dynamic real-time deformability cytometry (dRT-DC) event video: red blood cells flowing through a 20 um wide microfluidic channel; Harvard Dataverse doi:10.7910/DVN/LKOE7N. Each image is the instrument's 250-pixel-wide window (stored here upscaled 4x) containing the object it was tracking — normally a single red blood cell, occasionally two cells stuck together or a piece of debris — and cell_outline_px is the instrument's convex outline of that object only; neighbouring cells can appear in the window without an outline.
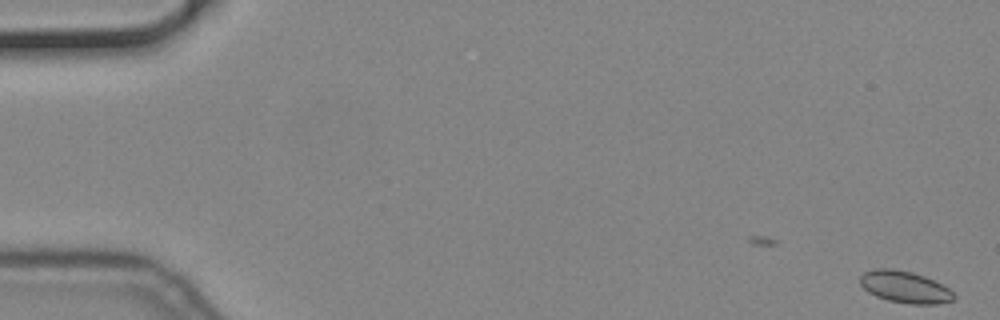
{"species": "common noctule bat (a hibernating species)", "species_latin": "Nyctalus noctula", "temperature_condition": "cold", "stored_images_in_passage": 54, "camera_frame_rate_fps": 3000, "um_per_image_px": 0.085, "animal": {"sex": "male", "body_mass_g": 19.2, "forearm_length_mm": 51.8}, "frame": {"image": 1, "passage_image": 1, "time_ms": 0.0, "image_size_px": [1000, 320], "cell_outline_px": [[956, 296], [952, 300], [936, 304], [912, 304], [888, 300], [876, 296], [868, 292], [860, 284], [860, 276], [864, 272], [876, 268], [892, 268], [912, 272], [924, 276], [948, 288]], "centroid_in_image_um": [76.88, 24.39], "position_along_channel_um": 8.1, "area_um2": 17.22}}
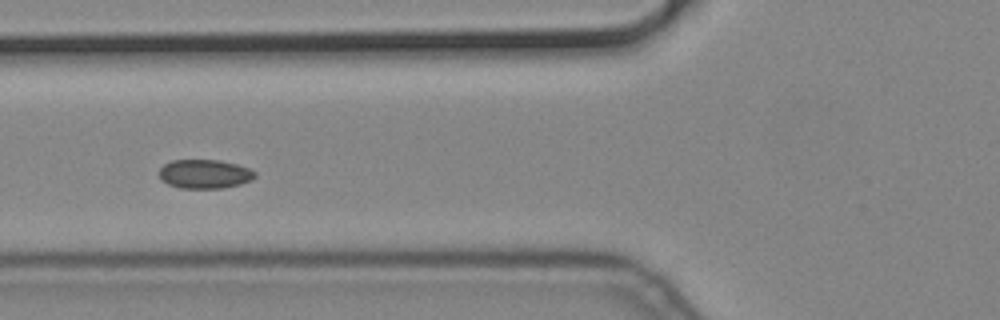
{"frame": {"image": 2, "passage_image": 22, "time_ms": 7.0, "image_size_px": [1000, 320], "cell_outline_px": [[256, 176], [252, 180], [240, 184], [224, 188], [180, 188], [168, 184], [160, 180], [160, 168], [164, 164], [172, 160], [220, 160], [236, 164], [248, 168], [256, 172]], "centroid_in_image_um": [17.4, 14.79], "position_along_channel_um": 108.4, "area_um2": 16.24}}
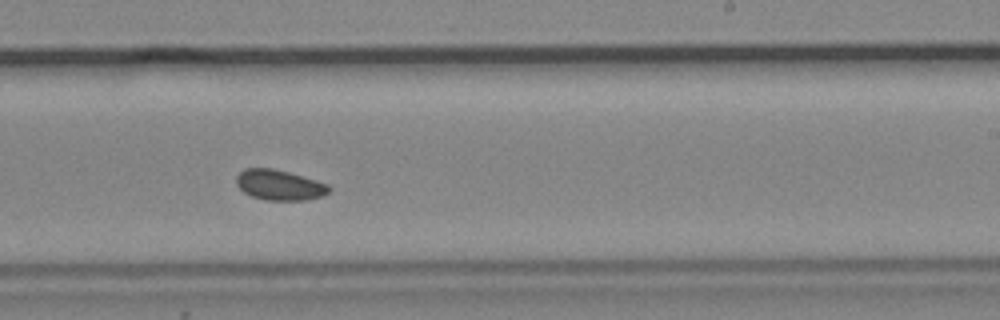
{"frame": {"image": 3, "passage_image": 35, "time_ms": 11.333, "image_size_px": [1000, 320], "cell_outline_px": [[332, 188], [324, 196], [308, 200], [264, 200], [252, 196], [244, 192], [236, 184], [236, 176], [244, 168], [272, 168], [288, 172], [316, 180], [328, 184]], "centroid_in_image_um": [23.76, 15.73], "position_along_channel_um": 265.2, "area_um2": 16.47}}